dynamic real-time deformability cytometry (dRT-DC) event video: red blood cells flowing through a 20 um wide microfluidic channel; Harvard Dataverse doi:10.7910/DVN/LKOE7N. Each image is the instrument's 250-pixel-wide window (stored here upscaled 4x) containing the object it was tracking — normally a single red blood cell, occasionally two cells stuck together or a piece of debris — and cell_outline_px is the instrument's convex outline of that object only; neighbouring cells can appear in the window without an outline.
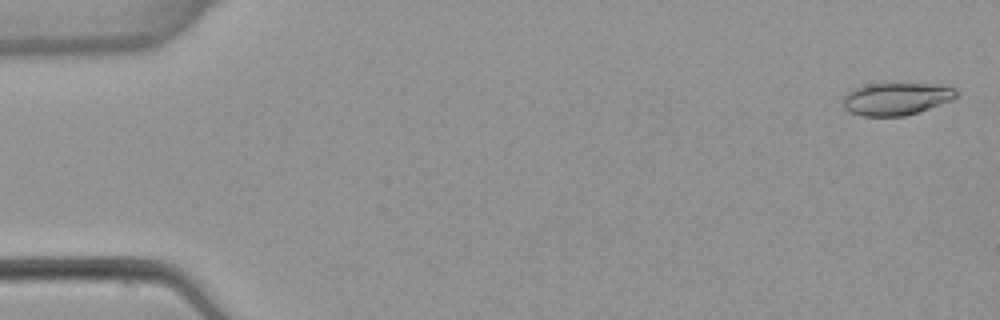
{"species": "common noctule bat (a hibernating species)", "species_latin": "Nyctalus noctula", "temperature_condition": "warm", "stored_images_in_passage": 7, "segment_of_instrument_passage": [1, 2], "camera_frame_rate_fps": 3000, "um_per_image_px": 0.085, "animal": {"sex": "female", "body_mass_g": 22.7, "forearm_length_mm": 54.2}, "frame": {"image": 1, "passage_image": 1, "time_ms": 0.0, "image_size_px": [1000, 320], "cell_outline_px": [[956, 96], [952, 100], [904, 116], [860, 116], [848, 112], [844, 108], [844, 96], [848, 92], [864, 84], [884, 80], [940, 84], [956, 88]], "centroid_in_image_um": [76.16, 8.33], "position_along_channel_um": 8.8, "area_um2": 22.37}}
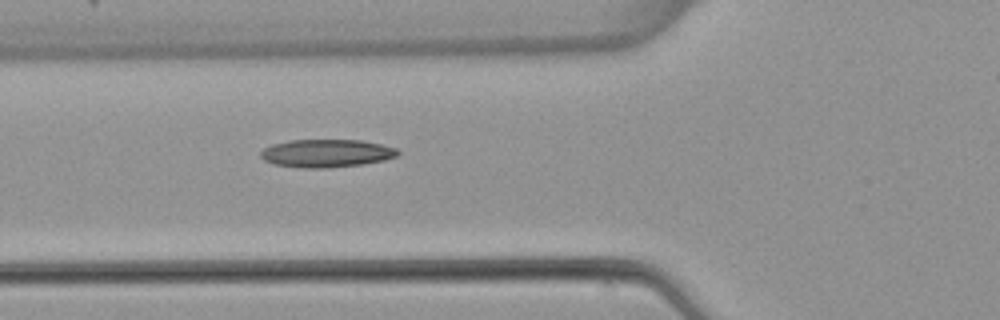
{"frame": {"image": 2, "passage_image": 6, "time_ms": 6.0, "image_size_px": [1000, 320], "cell_outline_px": [[400, 152], [396, 156], [384, 160], [364, 164], [328, 168], [300, 168], [272, 164], [264, 160], [260, 156], [260, 152], [264, 148], [272, 144], [292, 140], [360, 140], [380, 144], [396, 148]], "centroid_in_image_um": [27.72, 13.04], "position_along_channel_um": 98.1, "area_um2": 22.43}}